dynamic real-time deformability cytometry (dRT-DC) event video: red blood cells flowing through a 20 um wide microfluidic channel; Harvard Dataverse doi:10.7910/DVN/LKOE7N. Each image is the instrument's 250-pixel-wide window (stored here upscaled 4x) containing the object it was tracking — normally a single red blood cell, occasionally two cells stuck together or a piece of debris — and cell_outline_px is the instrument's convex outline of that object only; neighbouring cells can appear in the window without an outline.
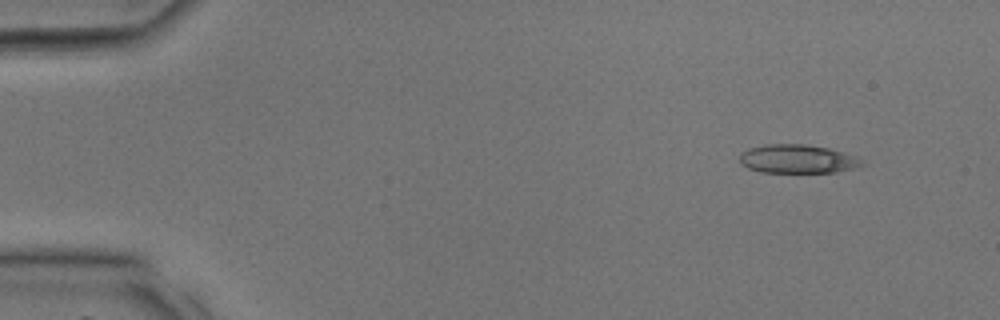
{"species": "common noctule bat (a hibernating species)", "species_latin": "Nyctalus noctula", "temperature_condition": "room temperature", "stored_images_in_passage": 34, "camera_frame_rate_fps": 3000, "um_per_image_px": 0.085, "animal": {"sex": "male", "body_mass_g": 17.9, "forearm_length_mm": 54.2}, "frame": {"image": 1, "passage_image": 1, "time_ms": 0.0, "image_size_px": [1000, 320], "cell_outline_px": [[864, 164], [852, 168], [836, 172], [760, 172], [748, 168], [740, 164], [740, 152], [748, 148], [764, 144], [804, 144], [828, 148], [844, 152], [856, 156], [864, 160]], "centroid_in_image_um": [67.76, 13.5], "position_along_channel_um": 17.2, "area_um2": 20.52}}
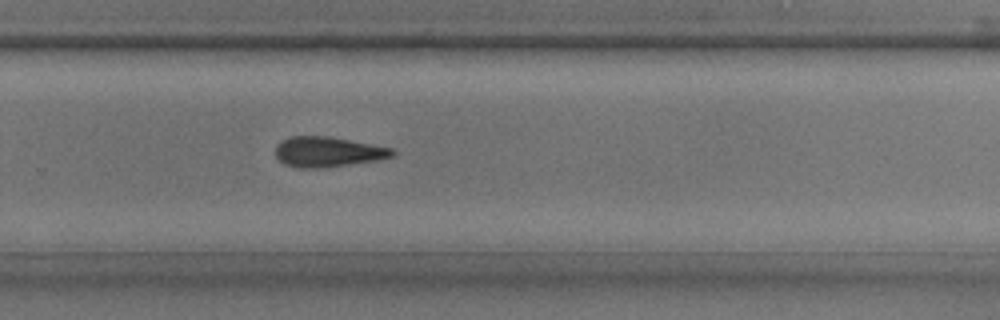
{"frame": {"image": 2, "passage_image": 22, "time_ms": 7.0, "image_size_px": [1000, 320], "cell_outline_px": [[396, 156], [376, 160], [348, 164], [316, 168], [300, 168], [284, 164], [276, 156], [276, 148], [284, 140], [292, 136], [328, 136], [372, 144], [392, 148], [396, 152]], "centroid_in_image_um": [27.9, 12.91], "position_along_channel_um": 301.9, "area_um2": 20.23}}
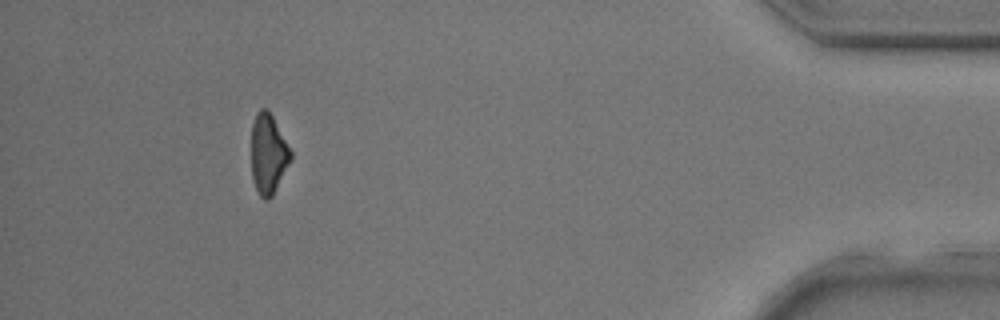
{"frame": {"image": 3, "passage_image": 31, "time_ms": 10.0, "image_size_px": [1000, 320], "cell_outline_px": [[292, 160], [272, 196], [268, 200], [264, 200], [260, 196], [256, 188], [252, 176], [252, 124], [256, 112], [260, 108], [268, 108], [292, 152]], "centroid_in_image_um": [22.81, 13.07], "position_along_channel_um": 412.4, "area_um2": 18.38}}